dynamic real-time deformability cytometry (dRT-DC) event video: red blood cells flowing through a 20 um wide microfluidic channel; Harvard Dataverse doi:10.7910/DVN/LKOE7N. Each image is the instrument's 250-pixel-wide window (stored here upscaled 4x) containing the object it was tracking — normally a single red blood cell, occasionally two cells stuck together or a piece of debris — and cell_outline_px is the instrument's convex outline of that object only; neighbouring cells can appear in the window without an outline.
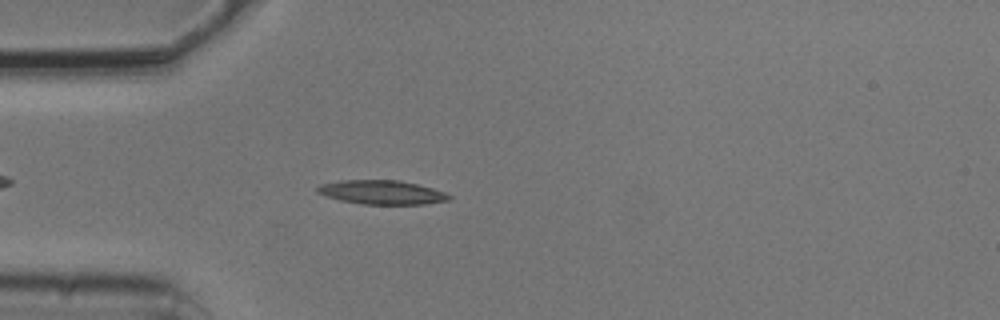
{"species": "common noctule bat (a hibernating species)", "species_latin": "Nyctalus noctula", "temperature_condition": "cold", "stored_images_in_passage": 2, "camera_frame_rate_fps": 3000, "um_per_image_px": 0.085, "animal": {"sex": "male", "body_mass_g": 20.5, "forearm_length_mm": 52.5}, "frame": {"image": 1, "passage_image": 2, "time_ms": 0.333, "image_size_px": [1000, 320], "cell_outline_px": [[452, 196], [448, 200], [424, 204], [364, 204], [340, 200], [324, 196], [316, 192], [316, 188], [320, 184], [340, 180], [396, 180], [416, 184], [432, 188], [444, 192]], "centroid_in_image_um": [32.4, 16.34], "position_along_channel_um": 52.6, "area_um2": 18.32}}